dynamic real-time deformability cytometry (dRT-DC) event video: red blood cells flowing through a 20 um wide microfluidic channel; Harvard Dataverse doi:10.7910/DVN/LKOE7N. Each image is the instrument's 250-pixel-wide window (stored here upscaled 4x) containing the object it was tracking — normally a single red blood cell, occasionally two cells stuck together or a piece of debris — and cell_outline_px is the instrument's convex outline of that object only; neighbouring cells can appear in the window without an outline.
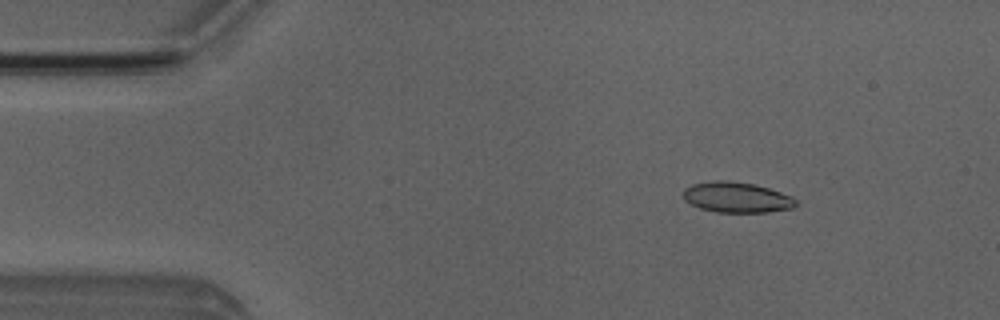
{"species": "Egyptian fruit bat (a non-hibernating species)", "species_latin": "Rousettus aegyptiacus", "temperature_condition": "room temperature", "stored_images_in_passage": 4, "camera_frame_rate_fps": 3000, "um_per_image_px": 0.085, "animal": {"sex": "male"}, "frame": {"image": 1, "passage_image": 1, "time_ms": 0.0, "image_size_px": [1000, 320], "cell_outline_px": [[796, 204], [792, 208], [768, 212], [716, 212], [700, 208], [684, 200], [684, 188], [692, 184], [716, 180], [728, 180], [756, 184], [792, 196], [796, 200]], "centroid_in_image_um": [62.61, 16.76], "position_along_channel_um": 22.4, "area_um2": 20.0}}